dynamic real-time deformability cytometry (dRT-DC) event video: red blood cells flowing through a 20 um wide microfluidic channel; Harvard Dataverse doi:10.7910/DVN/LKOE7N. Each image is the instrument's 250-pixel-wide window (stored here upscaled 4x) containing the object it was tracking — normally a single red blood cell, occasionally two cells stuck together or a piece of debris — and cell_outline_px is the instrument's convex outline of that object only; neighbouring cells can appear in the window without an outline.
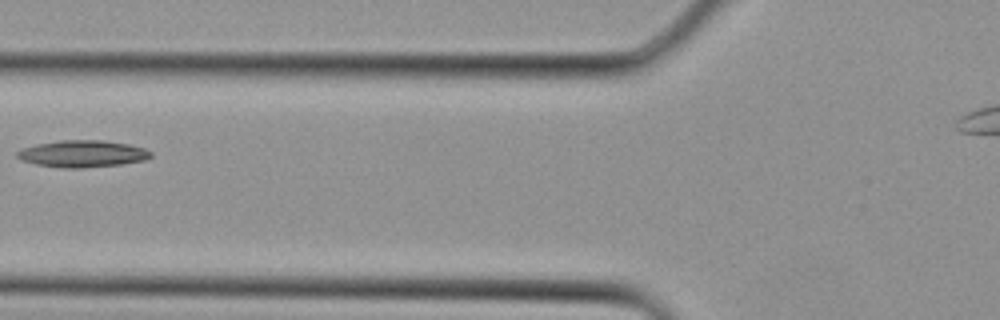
{"species": "Egyptian fruit bat (a non-hibernating species)", "species_latin": "Rousettus aegyptiacus", "temperature_condition": "cold", "stored_images_in_passage": 5, "camera_frame_rate_fps": 3000, "um_per_image_px": 0.085, "animal": {"sex": "female"}, "frame": {"image": 1, "passage_image": 5, "time_ms": 1.333, "image_size_px": [1000, 320], "cell_outline_px": [[152, 156], [144, 160], [124, 164], [84, 168], [64, 168], [36, 164], [20, 160], [16, 156], [16, 152], [24, 148], [36, 144], [60, 140], [104, 140], [128, 144], [144, 148], [152, 152]], "centroid_in_image_um": [7.02, 13.07], "position_along_channel_um": 118.8, "area_um2": 21.04}}